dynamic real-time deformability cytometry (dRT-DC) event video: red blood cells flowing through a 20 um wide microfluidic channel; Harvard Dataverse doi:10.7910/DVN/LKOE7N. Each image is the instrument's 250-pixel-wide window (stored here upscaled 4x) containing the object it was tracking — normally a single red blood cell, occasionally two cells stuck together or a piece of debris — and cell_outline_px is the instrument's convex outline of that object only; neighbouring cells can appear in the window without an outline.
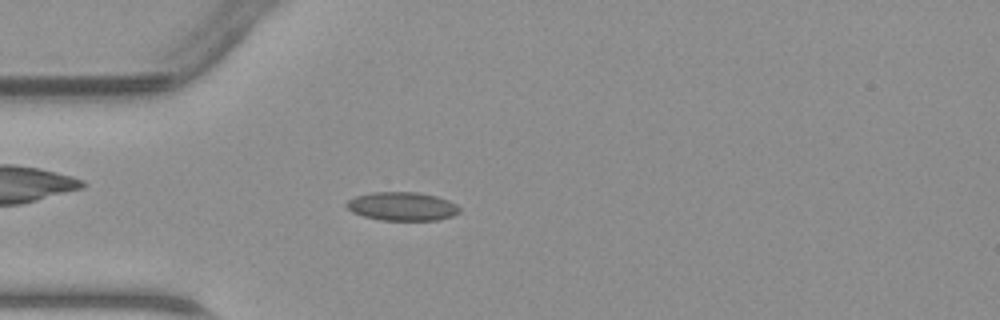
{"species": "common noctule bat (a hibernating species)", "species_latin": "Nyctalus noctula", "temperature_condition": "warm", "stored_images_in_passage": 46, "camera_frame_rate_fps": 3000, "um_per_image_px": 0.085, "animal": {"sex": "male", "body_mass_g": 23.1, "forearm_length_mm": 52.7}, "frame": {"image": 1, "passage_image": 12, "time_ms": 3.667, "image_size_px": [1000, 320], "cell_outline_px": [[460, 212], [452, 216], [436, 220], [380, 220], [364, 216], [352, 212], [344, 204], [348, 200], [356, 196], [372, 192], [416, 192], [436, 196], [448, 200], [456, 204], [460, 208]], "centroid_in_image_um": [34.18, 17.54], "position_along_channel_um": 50.8, "area_um2": 18.79}}
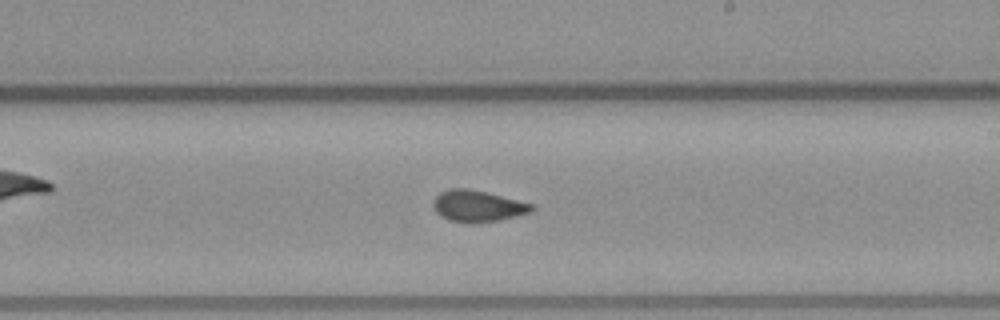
{"frame": {"image": 2, "passage_image": 26, "time_ms": 8.333, "image_size_px": [1000, 320], "cell_outline_px": [[536, 208], [532, 212], [500, 220], [448, 220], [440, 216], [436, 212], [432, 204], [432, 200], [440, 192], [448, 188], [468, 188], [536, 204]], "centroid_in_image_um": [40.63, 17.47], "position_along_channel_um": 248.4, "area_um2": 17.69}}
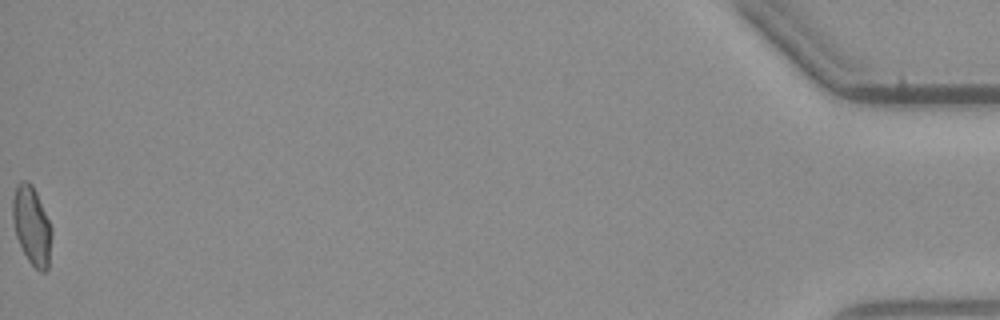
{"frame": {"image": 3, "passage_image": 46, "time_ms": 15.0, "image_size_px": [1000, 320], "cell_outline_px": [[52, 236], [48, 268], [44, 272], [40, 272], [28, 260], [16, 236], [12, 220], [12, 200], [16, 188], [24, 180], [28, 180], [32, 184], [36, 192], [52, 228]], "centroid_in_image_um": [2.71, 19.19], "position_along_channel_um": 432.5, "area_um2": 17.69}}